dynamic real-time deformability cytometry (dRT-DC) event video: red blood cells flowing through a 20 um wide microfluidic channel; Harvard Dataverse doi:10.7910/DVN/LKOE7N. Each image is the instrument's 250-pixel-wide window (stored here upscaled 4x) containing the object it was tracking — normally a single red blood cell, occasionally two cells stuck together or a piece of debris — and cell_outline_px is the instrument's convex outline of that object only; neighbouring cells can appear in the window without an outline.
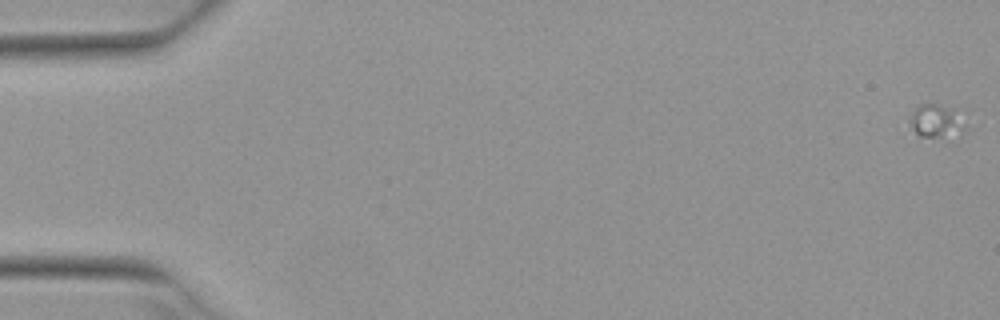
{"species": "Egyptian fruit bat (a non-hibernating species)", "species_latin": "Rousettus aegyptiacus", "temperature_condition": "warm", "stored_images_in_passage": 3, "camera_frame_rate_fps": 3000, "um_per_image_px": 0.085, "animal": {"sex": "female"}, "frame": {"image": 1, "passage_image": 1, "time_ms": 0.0, "image_size_px": [1000, 320], "cell_outline_px": [[968, 128], [960, 136], [916, 136], [908, 124], [908, 120], [912, 112], [920, 104], [936, 104], [952, 108]], "centroid_in_image_um": [79.56, 10.32], "position_along_channel_um": 5.4, "area_um2": 10.87}}